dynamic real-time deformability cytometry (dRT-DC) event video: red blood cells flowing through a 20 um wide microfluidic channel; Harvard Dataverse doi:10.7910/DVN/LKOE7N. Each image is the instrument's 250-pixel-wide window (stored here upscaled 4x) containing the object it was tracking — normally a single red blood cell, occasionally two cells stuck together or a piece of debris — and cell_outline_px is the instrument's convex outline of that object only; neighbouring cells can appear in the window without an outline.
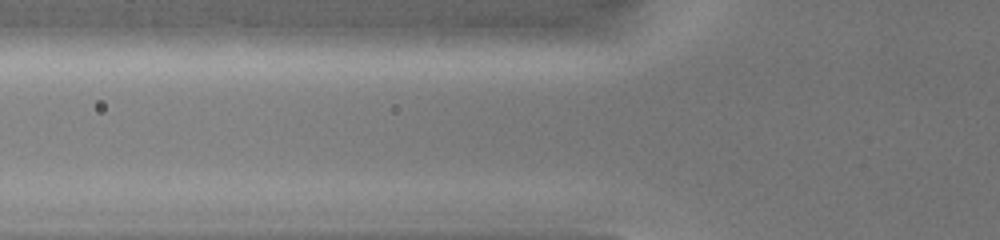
{"species": "common noctule bat (a hibernating species)", "species_latin": "Nyctalus noctula", "temperature_condition": "warm", "stored_images_in_passage": 2, "camera_frame_rate_fps": 3000, "um_per_image_px": 0.085, "animal": {"sex": "female", "body_mass_g": 19.0, "forearm_length_mm": 51.5}, "frame": {"image": 1, "passage_image": 2, "time_ms": 1.0, "image_size_px": [1000, 240], "cell_outline_px": [[616, 36], [612, 44], [560, 48], [416, 52], [392, 52], [384, 44], [392, 32], [416, 24], [568, 24]], "centroid_in_image_um": [41.87, 3.18], "position_along_channel_um": 83.9, "area_um2": 38.44}}